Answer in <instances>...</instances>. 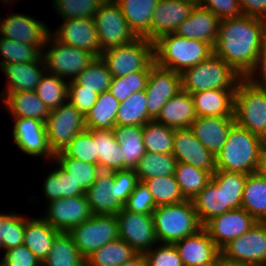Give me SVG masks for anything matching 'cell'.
I'll use <instances>...</instances> for the list:
<instances>
[{
    "instance_id": "obj_1",
    "label": "cell",
    "mask_w": 266,
    "mask_h": 266,
    "mask_svg": "<svg viewBox=\"0 0 266 266\" xmlns=\"http://www.w3.org/2000/svg\"><path fill=\"white\" fill-rule=\"evenodd\" d=\"M266 36V20L242 15L220 20L214 53L245 78Z\"/></svg>"
},
{
    "instance_id": "obj_2",
    "label": "cell",
    "mask_w": 266,
    "mask_h": 266,
    "mask_svg": "<svg viewBox=\"0 0 266 266\" xmlns=\"http://www.w3.org/2000/svg\"><path fill=\"white\" fill-rule=\"evenodd\" d=\"M247 174L216 170L210 182L193 199L198 219L204 225L226 211L241 208Z\"/></svg>"
},
{
    "instance_id": "obj_3",
    "label": "cell",
    "mask_w": 266,
    "mask_h": 266,
    "mask_svg": "<svg viewBox=\"0 0 266 266\" xmlns=\"http://www.w3.org/2000/svg\"><path fill=\"white\" fill-rule=\"evenodd\" d=\"M264 144L260 136L235 123L216 156V169L247 175L258 172Z\"/></svg>"
},
{
    "instance_id": "obj_4",
    "label": "cell",
    "mask_w": 266,
    "mask_h": 266,
    "mask_svg": "<svg viewBox=\"0 0 266 266\" xmlns=\"http://www.w3.org/2000/svg\"><path fill=\"white\" fill-rule=\"evenodd\" d=\"M213 53L209 43L175 33L162 35L154 41L155 63L178 73L197 65Z\"/></svg>"
},
{
    "instance_id": "obj_5",
    "label": "cell",
    "mask_w": 266,
    "mask_h": 266,
    "mask_svg": "<svg viewBox=\"0 0 266 266\" xmlns=\"http://www.w3.org/2000/svg\"><path fill=\"white\" fill-rule=\"evenodd\" d=\"M158 243L173 244L187 236L196 234L200 223L192 200L158 206L152 213Z\"/></svg>"
},
{
    "instance_id": "obj_6",
    "label": "cell",
    "mask_w": 266,
    "mask_h": 266,
    "mask_svg": "<svg viewBox=\"0 0 266 266\" xmlns=\"http://www.w3.org/2000/svg\"><path fill=\"white\" fill-rule=\"evenodd\" d=\"M242 78L213 53L197 65L184 70L181 73V84L182 90L190 94L213 89L236 90Z\"/></svg>"
},
{
    "instance_id": "obj_7",
    "label": "cell",
    "mask_w": 266,
    "mask_h": 266,
    "mask_svg": "<svg viewBox=\"0 0 266 266\" xmlns=\"http://www.w3.org/2000/svg\"><path fill=\"white\" fill-rule=\"evenodd\" d=\"M234 119L240 127L266 139V89L242 78L234 96Z\"/></svg>"
},
{
    "instance_id": "obj_8",
    "label": "cell",
    "mask_w": 266,
    "mask_h": 266,
    "mask_svg": "<svg viewBox=\"0 0 266 266\" xmlns=\"http://www.w3.org/2000/svg\"><path fill=\"white\" fill-rule=\"evenodd\" d=\"M42 58L48 73L71 81L96 57L89 51L58 41L50 33L42 50Z\"/></svg>"
},
{
    "instance_id": "obj_9",
    "label": "cell",
    "mask_w": 266,
    "mask_h": 266,
    "mask_svg": "<svg viewBox=\"0 0 266 266\" xmlns=\"http://www.w3.org/2000/svg\"><path fill=\"white\" fill-rule=\"evenodd\" d=\"M112 77H123L144 70L154 60V42L145 37L101 53Z\"/></svg>"
},
{
    "instance_id": "obj_10",
    "label": "cell",
    "mask_w": 266,
    "mask_h": 266,
    "mask_svg": "<svg viewBox=\"0 0 266 266\" xmlns=\"http://www.w3.org/2000/svg\"><path fill=\"white\" fill-rule=\"evenodd\" d=\"M86 259L100 247L119 239L116 215H95L68 232Z\"/></svg>"
},
{
    "instance_id": "obj_11",
    "label": "cell",
    "mask_w": 266,
    "mask_h": 266,
    "mask_svg": "<svg viewBox=\"0 0 266 266\" xmlns=\"http://www.w3.org/2000/svg\"><path fill=\"white\" fill-rule=\"evenodd\" d=\"M93 20L101 53L110 48L125 45L137 38L114 0H105L94 14Z\"/></svg>"
},
{
    "instance_id": "obj_12",
    "label": "cell",
    "mask_w": 266,
    "mask_h": 266,
    "mask_svg": "<svg viewBox=\"0 0 266 266\" xmlns=\"http://www.w3.org/2000/svg\"><path fill=\"white\" fill-rule=\"evenodd\" d=\"M222 258L248 266H266V222H256L221 249Z\"/></svg>"
},
{
    "instance_id": "obj_13",
    "label": "cell",
    "mask_w": 266,
    "mask_h": 266,
    "mask_svg": "<svg viewBox=\"0 0 266 266\" xmlns=\"http://www.w3.org/2000/svg\"><path fill=\"white\" fill-rule=\"evenodd\" d=\"M45 126L49 146L56 154L65 150L73 138L86 129L85 116L67 101L50 111Z\"/></svg>"
},
{
    "instance_id": "obj_14",
    "label": "cell",
    "mask_w": 266,
    "mask_h": 266,
    "mask_svg": "<svg viewBox=\"0 0 266 266\" xmlns=\"http://www.w3.org/2000/svg\"><path fill=\"white\" fill-rule=\"evenodd\" d=\"M119 239L137 253H146L157 243L152 214H138L122 208L117 214Z\"/></svg>"
},
{
    "instance_id": "obj_15",
    "label": "cell",
    "mask_w": 266,
    "mask_h": 266,
    "mask_svg": "<svg viewBox=\"0 0 266 266\" xmlns=\"http://www.w3.org/2000/svg\"><path fill=\"white\" fill-rule=\"evenodd\" d=\"M180 90H182L181 73L154 63L145 89L148 116L155 120L166 102Z\"/></svg>"
},
{
    "instance_id": "obj_16",
    "label": "cell",
    "mask_w": 266,
    "mask_h": 266,
    "mask_svg": "<svg viewBox=\"0 0 266 266\" xmlns=\"http://www.w3.org/2000/svg\"><path fill=\"white\" fill-rule=\"evenodd\" d=\"M12 136L17 148L29 156L55 159L49 146L45 122L34 118H13Z\"/></svg>"
},
{
    "instance_id": "obj_17",
    "label": "cell",
    "mask_w": 266,
    "mask_h": 266,
    "mask_svg": "<svg viewBox=\"0 0 266 266\" xmlns=\"http://www.w3.org/2000/svg\"><path fill=\"white\" fill-rule=\"evenodd\" d=\"M46 208L41 217L60 232H69L93 215L85 194L50 201Z\"/></svg>"
},
{
    "instance_id": "obj_18",
    "label": "cell",
    "mask_w": 266,
    "mask_h": 266,
    "mask_svg": "<svg viewBox=\"0 0 266 266\" xmlns=\"http://www.w3.org/2000/svg\"><path fill=\"white\" fill-rule=\"evenodd\" d=\"M28 15L12 13L6 18H0V36L25 44L36 45L42 51L51 29L41 20L35 19V16Z\"/></svg>"
},
{
    "instance_id": "obj_19",
    "label": "cell",
    "mask_w": 266,
    "mask_h": 266,
    "mask_svg": "<svg viewBox=\"0 0 266 266\" xmlns=\"http://www.w3.org/2000/svg\"><path fill=\"white\" fill-rule=\"evenodd\" d=\"M196 5V0H159L153 12L150 31L144 37L154 42L162 35L174 33Z\"/></svg>"
},
{
    "instance_id": "obj_20",
    "label": "cell",
    "mask_w": 266,
    "mask_h": 266,
    "mask_svg": "<svg viewBox=\"0 0 266 266\" xmlns=\"http://www.w3.org/2000/svg\"><path fill=\"white\" fill-rule=\"evenodd\" d=\"M256 222L243 208H238L211 218L203 228L221 250L231 240L249 231Z\"/></svg>"
},
{
    "instance_id": "obj_21",
    "label": "cell",
    "mask_w": 266,
    "mask_h": 266,
    "mask_svg": "<svg viewBox=\"0 0 266 266\" xmlns=\"http://www.w3.org/2000/svg\"><path fill=\"white\" fill-rule=\"evenodd\" d=\"M50 33L60 42L89 51L95 57L101 56L97 30L93 18H71Z\"/></svg>"
},
{
    "instance_id": "obj_22",
    "label": "cell",
    "mask_w": 266,
    "mask_h": 266,
    "mask_svg": "<svg viewBox=\"0 0 266 266\" xmlns=\"http://www.w3.org/2000/svg\"><path fill=\"white\" fill-rule=\"evenodd\" d=\"M173 156L177 162L186 163L213 174L216 169V157L196 138L190 128L175 129Z\"/></svg>"
},
{
    "instance_id": "obj_23",
    "label": "cell",
    "mask_w": 266,
    "mask_h": 266,
    "mask_svg": "<svg viewBox=\"0 0 266 266\" xmlns=\"http://www.w3.org/2000/svg\"><path fill=\"white\" fill-rule=\"evenodd\" d=\"M85 195L95 215H116L124 208L119 201L118 184H114V171H101Z\"/></svg>"
},
{
    "instance_id": "obj_24",
    "label": "cell",
    "mask_w": 266,
    "mask_h": 266,
    "mask_svg": "<svg viewBox=\"0 0 266 266\" xmlns=\"http://www.w3.org/2000/svg\"><path fill=\"white\" fill-rule=\"evenodd\" d=\"M220 19L211 11L196 5L191 14L175 30V34L187 39L209 43L217 42Z\"/></svg>"
},
{
    "instance_id": "obj_25",
    "label": "cell",
    "mask_w": 266,
    "mask_h": 266,
    "mask_svg": "<svg viewBox=\"0 0 266 266\" xmlns=\"http://www.w3.org/2000/svg\"><path fill=\"white\" fill-rule=\"evenodd\" d=\"M234 124V117L197 116L189 128L201 144L216 157L227 141L228 133Z\"/></svg>"
},
{
    "instance_id": "obj_26",
    "label": "cell",
    "mask_w": 266,
    "mask_h": 266,
    "mask_svg": "<svg viewBox=\"0 0 266 266\" xmlns=\"http://www.w3.org/2000/svg\"><path fill=\"white\" fill-rule=\"evenodd\" d=\"M6 76V87L2 93H18L21 91H35L42 76L46 72L43 58L38 62L13 64L0 66Z\"/></svg>"
},
{
    "instance_id": "obj_27",
    "label": "cell",
    "mask_w": 266,
    "mask_h": 266,
    "mask_svg": "<svg viewBox=\"0 0 266 266\" xmlns=\"http://www.w3.org/2000/svg\"><path fill=\"white\" fill-rule=\"evenodd\" d=\"M173 244L184 266L213 261L221 253V250L204 228L196 234L187 236Z\"/></svg>"
},
{
    "instance_id": "obj_28",
    "label": "cell",
    "mask_w": 266,
    "mask_h": 266,
    "mask_svg": "<svg viewBox=\"0 0 266 266\" xmlns=\"http://www.w3.org/2000/svg\"><path fill=\"white\" fill-rule=\"evenodd\" d=\"M196 118L192 95L180 90L166 102L155 121L173 129H187Z\"/></svg>"
},
{
    "instance_id": "obj_29",
    "label": "cell",
    "mask_w": 266,
    "mask_h": 266,
    "mask_svg": "<svg viewBox=\"0 0 266 266\" xmlns=\"http://www.w3.org/2000/svg\"><path fill=\"white\" fill-rule=\"evenodd\" d=\"M0 101L12 118H34L46 122L50 114L49 108L35 91L1 93Z\"/></svg>"
},
{
    "instance_id": "obj_30",
    "label": "cell",
    "mask_w": 266,
    "mask_h": 266,
    "mask_svg": "<svg viewBox=\"0 0 266 266\" xmlns=\"http://www.w3.org/2000/svg\"><path fill=\"white\" fill-rule=\"evenodd\" d=\"M199 117H234L235 90L213 89L191 94Z\"/></svg>"
},
{
    "instance_id": "obj_31",
    "label": "cell",
    "mask_w": 266,
    "mask_h": 266,
    "mask_svg": "<svg viewBox=\"0 0 266 266\" xmlns=\"http://www.w3.org/2000/svg\"><path fill=\"white\" fill-rule=\"evenodd\" d=\"M59 233L60 231L54 229L42 217L25 216L23 245L27 246L41 262L49 254L52 243Z\"/></svg>"
},
{
    "instance_id": "obj_32",
    "label": "cell",
    "mask_w": 266,
    "mask_h": 266,
    "mask_svg": "<svg viewBox=\"0 0 266 266\" xmlns=\"http://www.w3.org/2000/svg\"><path fill=\"white\" fill-rule=\"evenodd\" d=\"M113 132L122 149V170L134 169L146 153L143 125L115 126Z\"/></svg>"
},
{
    "instance_id": "obj_33",
    "label": "cell",
    "mask_w": 266,
    "mask_h": 266,
    "mask_svg": "<svg viewBox=\"0 0 266 266\" xmlns=\"http://www.w3.org/2000/svg\"><path fill=\"white\" fill-rule=\"evenodd\" d=\"M137 37H144L149 31L153 12L159 0H114Z\"/></svg>"
},
{
    "instance_id": "obj_34",
    "label": "cell",
    "mask_w": 266,
    "mask_h": 266,
    "mask_svg": "<svg viewBox=\"0 0 266 266\" xmlns=\"http://www.w3.org/2000/svg\"><path fill=\"white\" fill-rule=\"evenodd\" d=\"M96 144V157L101 171L122 170V149L113 129L90 130Z\"/></svg>"
},
{
    "instance_id": "obj_35",
    "label": "cell",
    "mask_w": 266,
    "mask_h": 266,
    "mask_svg": "<svg viewBox=\"0 0 266 266\" xmlns=\"http://www.w3.org/2000/svg\"><path fill=\"white\" fill-rule=\"evenodd\" d=\"M241 208L256 221L266 222V177L261 173L247 175Z\"/></svg>"
},
{
    "instance_id": "obj_36",
    "label": "cell",
    "mask_w": 266,
    "mask_h": 266,
    "mask_svg": "<svg viewBox=\"0 0 266 266\" xmlns=\"http://www.w3.org/2000/svg\"><path fill=\"white\" fill-rule=\"evenodd\" d=\"M120 102L109 92L98 94L97 101L85 116L86 129H110L116 126Z\"/></svg>"
},
{
    "instance_id": "obj_37",
    "label": "cell",
    "mask_w": 266,
    "mask_h": 266,
    "mask_svg": "<svg viewBox=\"0 0 266 266\" xmlns=\"http://www.w3.org/2000/svg\"><path fill=\"white\" fill-rule=\"evenodd\" d=\"M56 168L53 169L42 184V191L44 197L50 201L60 198H70L84 195L85 191L75 183L70 174L54 159Z\"/></svg>"
},
{
    "instance_id": "obj_38",
    "label": "cell",
    "mask_w": 266,
    "mask_h": 266,
    "mask_svg": "<svg viewBox=\"0 0 266 266\" xmlns=\"http://www.w3.org/2000/svg\"><path fill=\"white\" fill-rule=\"evenodd\" d=\"M84 261L71 235L68 232H60L41 264L42 266H82Z\"/></svg>"
},
{
    "instance_id": "obj_39",
    "label": "cell",
    "mask_w": 266,
    "mask_h": 266,
    "mask_svg": "<svg viewBox=\"0 0 266 266\" xmlns=\"http://www.w3.org/2000/svg\"><path fill=\"white\" fill-rule=\"evenodd\" d=\"M152 121L147 112L145 90L135 92L125 101L120 102L116 116V126L145 125Z\"/></svg>"
},
{
    "instance_id": "obj_40",
    "label": "cell",
    "mask_w": 266,
    "mask_h": 266,
    "mask_svg": "<svg viewBox=\"0 0 266 266\" xmlns=\"http://www.w3.org/2000/svg\"><path fill=\"white\" fill-rule=\"evenodd\" d=\"M175 177L183 197L192 200L210 182L212 174L192 165L177 162Z\"/></svg>"
},
{
    "instance_id": "obj_41",
    "label": "cell",
    "mask_w": 266,
    "mask_h": 266,
    "mask_svg": "<svg viewBox=\"0 0 266 266\" xmlns=\"http://www.w3.org/2000/svg\"><path fill=\"white\" fill-rule=\"evenodd\" d=\"M177 159L173 154L146 152L134 168L139 181L158 177L174 175Z\"/></svg>"
},
{
    "instance_id": "obj_42",
    "label": "cell",
    "mask_w": 266,
    "mask_h": 266,
    "mask_svg": "<svg viewBox=\"0 0 266 266\" xmlns=\"http://www.w3.org/2000/svg\"><path fill=\"white\" fill-rule=\"evenodd\" d=\"M136 254L130 245L117 239L94 251L85 261L91 266H121Z\"/></svg>"
},
{
    "instance_id": "obj_43",
    "label": "cell",
    "mask_w": 266,
    "mask_h": 266,
    "mask_svg": "<svg viewBox=\"0 0 266 266\" xmlns=\"http://www.w3.org/2000/svg\"><path fill=\"white\" fill-rule=\"evenodd\" d=\"M68 83L69 81L46 71L35 92L51 111L68 101Z\"/></svg>"
},
{
    "instance_id": "obj_44",
    "label": "cell",
    "mask_w": 266,
    "mask_h": 266,
    "mask_svg": "<svg viewBox=\"0 0 266 266\" xmlns=\"http://www.w3.org/2000/svg\"><path fill=\"white\" fill-rule=\"evenodd\" d=\"M175 129L155 120L143 125V142L146 152L172 154Z\"/></svg>"
},
{
    "instance_id": "obj_45",
    "label": "cell",
    "mask_w": 266,
    "mask_h": 266,
    "mask_svg": "<svg viewBox=\"0 0 266 266\" xmlns=\"http://www.w3.org/2000/svg\"><path fill=\"white\" fill-rule=\"evenodd\" d=\"M55 160L70 174L71 178L85 192L95 182L101 172L98 164L86 163L72 157H68L63 151L55 154Z\"/></svg>"
},
{
    "instance_id": "obj_46",
    "label": "cell",
    "mask_w": 266,
    "mask_h": 266,
    "mask_svg": "<svg viewBox=\"0 0 266 266\" xmlns=\"http://www.w3.org/2000/svg\"><path fill=\"white\" fill-rule=\"evenodd\" d=\"M112 78L105 62L101 57H96L74 78V81L81 85L82 89H89L100 94L109 90Z\"/></svg>"
},
{
    "instance_id": "obj_47",
    "label": "cell",
    "mask_w": 266,
    "mask_h": 266,
    "mask_svg": "<svg viewBox=\"0 0 266 266\" xmlns=\"http://www.w3.org/2000/svg\"><path fill=\"white\" fill-rule=\"evenodd\" d=\"M143 182L149 188L156 207L186 200L181 194L175 174L153 177Z\"/></svg>"
},
{
    "instance_id": "obj_48",
    "label": "cell",
    "mask_w": 266,
    "mask_h": 266,
    "mask_svg": "<svg viewBox=\"0 0 266 266\" xmlns=\"http://www.w3.org/2000/svg\"><path fill=\"white\" fill-rule=\"evenodd\" d=\"M0 66L8 63L38 62L42 58V51L36 45L6 39L0 36Z\"/></svg>"
},
{
    "instance_id": "obj_49",
    "label": "cell",
    "mask_w": 266,
    "mask_h": 266,
    "mask_svg": "<svg viewBox=\"0 0 266 266\" xmlns=\"http://www.w3.org/2000/svg\"><path fill=\"white\" fill-rule=\"evenodd\" d=\"M153 60L144 70L128 74L123 77L112 78L109 92L119 101L123 102L133 93L146 89Z\"/></svg>"
},
{
    "instance_id": "obj_50",
    "label": "cell",
    "mask_w": 266,
    "mask_h": 266,
    "mask_svg": "<svg viewBox=\"0 0 266 266\" xmlns=\"http://www.w3.org/2000/svg\"><path fill=\"white\" fill-rule=\"evenodd\" d=\"M2 251L23 245L25 215L16 211L9 214L0 212Z\"/></svg>"
},
{
    "instance_id": "obj_51",
    "label": "cell",
    "mask_w": 266,
    "mask_h": 266,
    "mask_svg": "<svg viewBox=\"0 0 266 266\" xmlns=\"http://www.w3.org/2000/svg\"><path fill=\"white\" fill-rule=\"evenodd\" d=\"M105 0H53L52 6L62 20L93 18Z\"/></svg>"
},
{
    "instance_id": "obj_52",
    "label": "cell",
    "mask_w": 266,
    "mask_h": 266,
    "mask_svg": "<svg viewBox=\"0 0 266 266\" xmlns=\"http://www.w3.org/2000/svg\"><path fill=\"white\" fill-rule=\"evenodd\" d=\"M63 152L68 157L86 163L98 164L96 144L94 143L93 133L89 129H85L78 133Z\"/></svg>"
},
{
    "instance_id": "obj_53",
    "label": "cell",
    "mask_w": 266,
    "mask_h": 266,
    "mask_svg": "<svg viewBox=\"0 0 266 266\" xmlns=\"http://www.w3.org/2000/svg\"><path fill=\"white\" fill-rule=\"evenodd\" d=\"M144 255L146 266H184L174 244L157 243Z\"/></svg>"
},
{
    "instance_id": "obj_54",
    "label": "cell",
    "mask_w": 266,
    "mask_h": 266,
    "mask_svg": "<svg viewBox=\"0 0 266 266\" xmlns=\"http://www.w3.org/2000/svg\"><path fill=\"white\" fill-rule=\"evenodd\" d=\"M154 199L144 182L139 181L124 204V209L138 214H152L156 209Z\"/></svg>"
},
{
    "instance_id": "obj_55",
    "label": "cell",
    "mask_w": 266,
    "mask_h": 266,
    "mask_svg": "<svg viewBox=\"0 0 266 266\" xmlns=\"http://www.w3.org/2000/svg\"><path fill=\"white\" fill-rule=\"evenodd\" d=\"M98 93L89 89H82V86L74 80L68 83V102L83 116L94 106Z\"/></svg>"
},
{
    "instance_id": "obj_56",
    "label": "cell",
    "mask_w": 266,
    "mask_h": 266,
    "mask_svg": "<svg viewBox=\"0 0 266 266\" xmlns=\"http://www.w3.org/2000/svg\"><path fill=\"white\" fill-rule=\"evenodd\" d=\"M0 263L4 266H42L41 261L25 245L5 250Z\"/></svg>"
},
{
    "instance_id": "obj_57",
    "label": "cell",
    "mask_w": 266,
    "mask_h": 266,
    "mask_svg": "<svg viewBox=\"0 0 266 266\" xmlns=\"http://www.w3.org/2000/svg\"><path fill=\"white\" fill-rule=\"evenodd\" d=\"M197 5L211 10L220 20L242 16L239 0H196Z\"/></svg>"
},
{
    "instance_id": "obj_58",
    "label": "cell",
    "mask_w": 266,
    "mask_h": 266,
    "mask_svg": "<svg viewBox=\"0 0 266 266\" xmlns=\"http://www.w3.org/2000/svg\"><path fill=\"white\" fill-rule=\"evenodd\" d=\"M139 182L135 169L114 171V184H118L119 201L124 205Z\"/></svg>"
},
{
    "instance_id": "obj_59",
    "label": "cell",
    "mask_w": 266,
    "mask_h": 266,
    "mask_svg": "<svg viewBox=\"0 0 266 266\" xmlns=\"http://www.w3.org/2000/svg\"><path fill=\"white\" fill-rule=\"evenodd\" d=\"M245 78L253 85L266 89V36L259 50L255 66Z\"/></svg>"
},
{
    "instance_id": "obj_60",
    "label": "cell",
    "mask_w": 266,
    "mask_h": 266,
    "mask_svg": "<svg viewBox=\"0 0 266 266\" xmlns=\"http://www.w3.org/2000/svg\"><path fill=\"white\" fill-rule=\"evenodd\" d=\"M243 15L266 20V0H239Z\"/></svg>"
},
{
    "instance_id": "obj_61",
    "label": "cell",
    "mask_w": 266,
    "mask_h": 266,
    "mask_svg": "<svg viewBox=\"0 0 266 266\" xmlns=\"http://www.w3.org/2000/svg\"><path fill=\"white\" fill-rule=\"evenodd\" d=\"M121 266H146V257L144 253H137L130 260L124 262Z\"/></svg>"
},
{
    "instance_id": "obj_62",
    "label": "cell",
    "mask_w": 266,
    "mask_h": 266,
    "mask_svg": "<svg viewBox=\"0 0 266 266\" xmlns=\"http://www.w3.org/2000/svg\"><path fill=\"white\" fill-rule=\"evenodd\" d=\"M258 172L266 177V144H264L261 151L260 166Z\"/></svg>"
},
{
    "instance_id": "obj_63",
    "label": "cell",
    "mask_w": 266,
    "mask_h": 266,
    "mask_svg": "<svg viewBox=\"0 0 266 266\" xmlns=\"http://www.w3.org/2000/svg\"><path fill=\"white\" fill-rule=\"evenodd\" d=\"M222 259V255L220 253L213 261L188 266H219Z\"/></svg>"
},
{
    "instance_id": "obj_64",
    "label": "cell",
    "mask_w": 266,
    "mask_h": 266,
    "mask_svg": "<svg viewBox=\"0 0 266 266\" xmlns=\"http://www.w3.org/2000/svg\"><path fill=\"white\" fill-rule=\"evenodd\" d=\"M219 266H248V265H243V264H240V263H232V262H229V261H226V260L222 259L220 261Z\"/></svg>"
},
{
    "instance_id": "obj_65",
    "label": "cell",
    "mask_w": 266,
    "mask_h": 266,
    "mask_svg": "<svg viewBox=\"0 0 266 266\" xmlns=\"http://www.w3.org/2000/svg\"><path fill=\"white\" fill-rule=\"evenodd\" d=\"M15 2V0H2L1 2H3L5 5L10 6L9 4L12 2Z\"/></svg>"
},
{
    "instance_id": "obj_66",
    "label": "cell",
    "mask_w": 266,
    "mask_h": 266,
    "mask_svg": "<svg viewBox=\"0 0 266 266\" xmlns=\"http://www.w3.org/2000/svg\"><path fill=\"white\" fill-rule=\"evenodd\" d=\"M0 234H1V228H0ZM0 249H2V238H1V235H0Z\"/></svg>"
},
{
    "instance_id": "obj_67",
    "label": "cell",
    "mask_w": 266,
    "mask_h": 266,
    "mask_svg": "<svg viewBox=\"0 0 266 266\" xmlns=\"http://www.w3.org/2000/svg\"><path fill=\"white\" fill-rule=\"evenodd\" d=\"M82 266H91V265H89L86 261H84Z\"/></svg>"
}]
</instances>
